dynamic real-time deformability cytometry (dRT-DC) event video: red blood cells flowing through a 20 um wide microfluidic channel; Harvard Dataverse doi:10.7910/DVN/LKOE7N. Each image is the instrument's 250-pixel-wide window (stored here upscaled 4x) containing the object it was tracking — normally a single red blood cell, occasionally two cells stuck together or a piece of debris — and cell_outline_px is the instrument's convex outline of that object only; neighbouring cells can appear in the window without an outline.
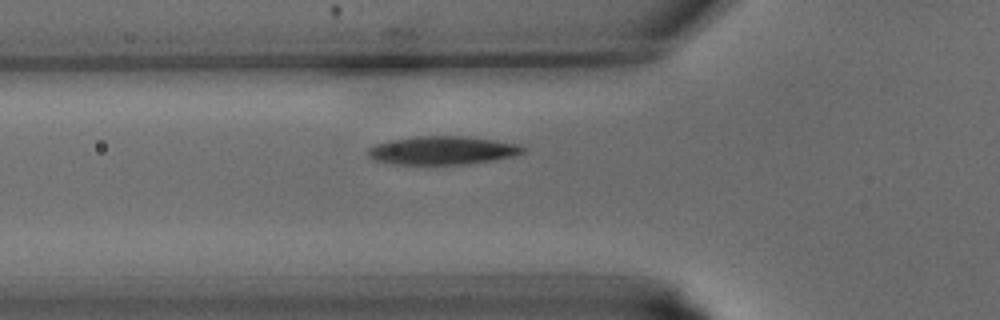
{"species": "common noctule bat (a hibernating species)", "species_latin": "Nyctalus noctula", "temperature_condition": "warm", "stored_images_in_passage": 30, "camera_frame_rate_fps": 3000, "um_per_image_px": 0.085, "animal": {"sex": "male", "body_mass_g": 15.6}, "frame": {"image": 1, "passage_image": 6, "time_ms": 1.667, "image_size_px": [1000, 320], "cell_outline_px": [[524, 152], [516, 156], [468, 164], [388, 164], [372, 160], [368, 156], [368, 148], [376, 144], [392, 140], [420, 136], [460, 136], [492, 140], [516, 144], [524, 148]], "centroid_in_image_um": [37.56, 12.8], "position_along_channel_um": 88.2, "area_um2": 25.43}}
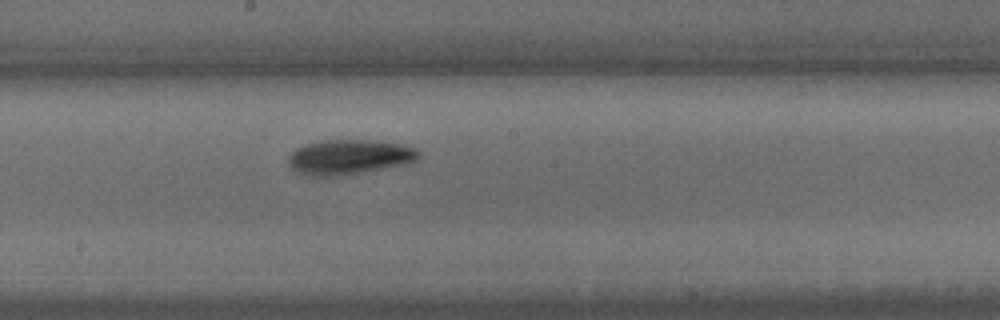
{"frame": {"image": 2, "passage_image": 14, "time_ms": 4.333, "image_size_px": [1000, 320], "cell_outline_px": [[420, 156], [416, 160], [404, 164], [360, 172], [336, 176], [308, 176], [296, 172], [288, 164], [288, 156], [296, 148], [308, 144], [324, 140], [372, 140], [404, 144], [416, 148], [420, 152]], "centroid_in_image_um": [29.67, 13.34], "position_along_channel_um": 218.5, "area_um2": 26.36}}
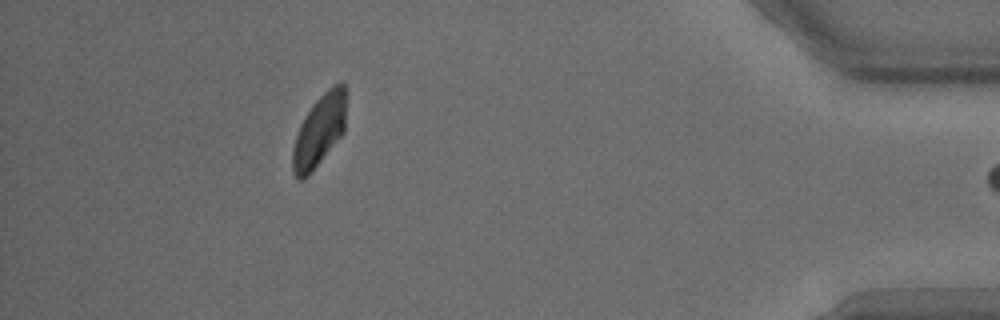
{"frame": {"image": 3, "passage_image": 29, "time_ms": 9.333, "image_size_px": [1000, 320], "cell_outline_px": [[344, 132], [308, 176], [300, 180], [292, 172], [292, 148], [300, 124], [304, 116], [312, 104], [332, 84], [344, 84]], "centroid_in_image_um": [27.09, 11.13], "position_along_channel_um": 408.1, "area_um2": 21.96}}